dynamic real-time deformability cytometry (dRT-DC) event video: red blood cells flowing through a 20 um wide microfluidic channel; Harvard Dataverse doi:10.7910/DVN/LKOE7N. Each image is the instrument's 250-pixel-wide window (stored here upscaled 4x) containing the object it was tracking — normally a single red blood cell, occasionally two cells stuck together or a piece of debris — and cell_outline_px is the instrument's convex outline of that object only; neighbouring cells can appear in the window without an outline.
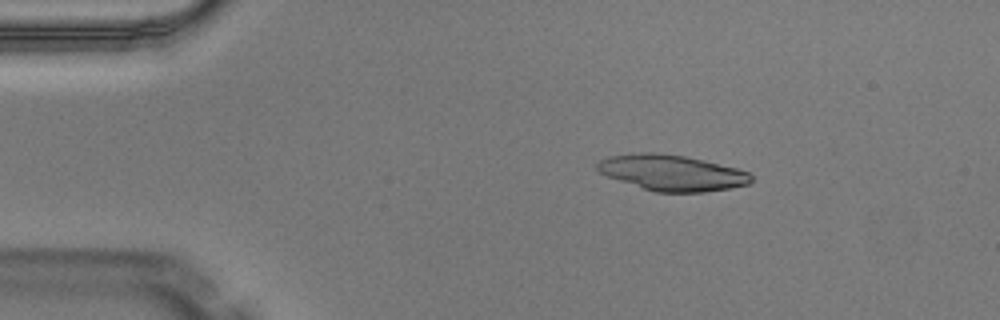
{"species": "Egyptian fruit bat (a non-hibernating species)", "species_latin": "Rousettus aegyptiacus", "temperature_condition": "warm", "stored_images_in_passage": 2, "camera_frame_rate_fps": 3000, "um_per_image_px": 0.085, "animal": {"sex": "male"}, "frame": {"image": 1, "passage_image": 1, "time_ms": 0.0, "image_size_px": [1000, 320], "cell_outline_px": [[752, 180], [748, 184], [732, 188], [704, 192], [656, 192], [608, 176], [600, 172], [596, 168], [596, 164], [600, 160], [608, 156], [640, 152], [656, 152], [684, 156], [704, 160], [736, 168], [748, 172], [752, 176]], "centroid_in_image_um": [57.12, 14.68], "position_along_channel_um": 27.9, "area_um2": 31.91}}